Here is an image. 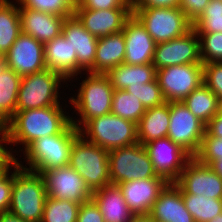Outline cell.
<instances>
[{
  "label": "cell",
  "instance_id": "ee69618b",
  "mask_svg": "<svg viewBox=\"0 0 222 222\" xmlns=\"http://www.w3.org/2000/svg\"><path fill=\"white\" fill-rule=\"evenodd\" d=\"M132 8L179 7L180 0H131Z\"/></svg>",
  "mask_w": 222,
  "mask_h": 222
},
{
  "label": "cell",
  "instance_id": "d4e9b609",
  "mask_svg": "<svg viewBox=\"0 0 222 222\" xmlns=\"http://www.w3.org/2000/svg\"><path fill=\"white\" fill-rule=\"evenodd\" d=\"M123 31L98 38L93 74H106L123 64L126 50Z\"/></svg>",
  "mask_w": 222,
  "mask_h": 222
},
{
  "label": "cell",
  "instance_id": "ffe728a7",
  "mask_svg": "<svg viewBox=\"0 0 222 222\" xmlns=\"http://www.w3.org/2000/svg\"><path fill=\"white\" fill-rule=\"evenodd\" d=\"M61 34L76 50L78 74L82 71L93 73L98 38L91 35L75 15L65 18Z\"/></svg>",
  "mask_w": 222,
  "mask_h": 222
},
{
  "label": "cell",
  "instance_id": "f907efd6",
  "mask_svg": "<svg viewBox=\"0 0 222 222\" xmlns=\"http://www.w3.org/2000/svg\"><path fill=\"white\" fill-rule=\"evenodd\" d=\"M8 68L6 55L0 54V74Z\"/></svg>",
  "mask_w": 222,
  "mask_h": 222
},
{
  "label": "cell",
  "instance_id": "8992f818",
  "mask_svg": "<svg viewBox=\"0 0 222 222\" xmlns=\"http://www.w3.org/2000/svg\"><path fill=\"white\" fill-rule=\"evenodd\" d=\"M79 131L87 141L107 151L138 143L137 124L111 112L89 120Z\"/></svg>",
  "mask_w": 222,
  "mask_h": 222
},
{
  "label": "cell",
  "instance_id": "9a60e30c",
  "mask_svg": "<svg viewBox=\"0 0 222 222\" xmlns=\"http://www.w3.org/2000/svg\"><path fill=\"white\" fill-rule=\"evenodd\" d=\"M181 193H190L222 199V178L210 168L192 157L179 179L174 183Z\"/></svg>",
  "mask_w": 222,
  "mask_h": 222
},
{
  "label": "cell",
  "instance_id": "7a4b0ae2",
  "mask_svg": "<svg viewBox=\"0 0 222 222\" xmlns=\"http://www.w3.org/2000/svg\"><path fill=\"white\" fill-rule=\"evenodd\" d=\"M14 168L11 201L8 211L27 222H41L48 197L41 173L26 169L18 160Z\"/></svg>",
  "mask_w": 222,
  "mask_h": 222
},
{
  "label": "cell",
  "instance_id": "bcb514c9",
  "mask_svg": "<svg viewBox=\"0 0 222 222\" xmlns=\"http://www.w3.org/2000/svg\"><path fill=\"white\" fill-rule=\"evenodd\" d=\"M206 131L214 137L222 138V111L219 112L206 124Z\"/></svg>",
  "mask_w": 222,
  "mask_h": 222
},
{
  "label": "cell",
  "instance_id": "e575fe53",
  "mask_svg": "<svg viewBox=\"0 0 222 222\" xmlns=\"http://www.w3.org/2000/svg\"><path fill=\"white\" fill-rule=\"evenodd\" d=\"M24 8L58 15L61 17H71L75 11V0H16Z\"/></svg>",
  "mask_w": 222,
  "mask_h": 222
},
{
  "label": "cell",
  "instance_id": "52a82bcc",
  "mask_svg": "<svg viewBox=\"0 0 222 222\" xmlns=\"http://www.w3.org/2000/svg\"><path fill=\"white\" fill-rule=\"evenodd\" d=\"M111 184L139 179L163 178L158 176L146 148L141 143L112 149L108 153Z\"/></svg>",
  "mask_w": 222,
  "mask_h": 222
},
{
  "label": "cell",
  "instance_id": "484cf974",
  "mask_svg": "<svg viewBox=\"0 0 222 222\" xmlns=\"http://www.w3.org/2000/svg\"><path fill=\"white\" fill-rule=\"evenodd\" d=\"M170 125L169 102L147 108L137 123L138 142L145 145L153 140L167 137Z\"/></svg>",
  "mask_w": 222,
  "mask_h": 222
},
{
  "label": "cell",
  "instance_id": "5b68a950",
  "mask_svg": "<svg viewBox=\"0 0 222 222\" xmlns=\"http://www.w3.org/2000/svg\"><path fill=\"white\" fill-rule=\"evenodd\" d=\"M106 149L95 145L79 134L71 147V166L94 192L111 184L109 175V159Z\"/></svg>",
  "mask_w": 222,
  "mask_h": 222
},
{
  "label": "cell",
  "instance_id": "4fadbf2b",
  "mask_svg": "<svg viewBox=\"0 0 222 222\" xmlns=\"http://www.w3.org/2000/svg\"><path fill=\"white\" fill-rule=\"evenodd\" d=\"M158 176L175 183L192 156L168 137L144 145Z\"/></svg>",
  "mask_w": 222,
  "mask_h": 222
},
{
  "label": "cell",
  "instance_id": "ba28073f",
  "mask_svg": "<svg viewBox=\"0 0 222 222\" xmlns=\"http://www.w3.org/2000/svg\"><path fill=\"white\" fill-rule=\"evenodd\" d=\"M132 12L156 43L178 38L193 28L180 7L132 8Z\"/></svg>",
  "mask_w": 222,
  "mask_h": 222
},
{
  "label": "cell",
  "instance_id": "f1b7e54d",
  "mask_svg": "<svg viewBox=\"0 0 222 222\" xmlns=\"http://www.w3.org/2000/svg\"><path fill=\"white\" fill-rule=\"evenodd\" d=\"M190 112L207 124L219 112L218 97L202 83L182 101Z\"/></svg>",
  "mask_w": 222,
  "mask_h": 222
},
{
  "label": "cell",
  "instance_id": "2e32d148",
  "mask_svg": "<svg viewBox=\"0 0 222 222\" xmlns=\"http://www.w3.org/2000/svg\"><path fill=\"white\" fill-rule=\"evenodd\" d=\"M44 44L30 35L21 33L7 52L8 68L25 76L46 69Z\"/></svg>",
  "mask_w": 222,
  "mask_h": 222
},
{
  "label": "cell",
  "instance_id": "7dc6e473",
  "mask_svg": "<svg viewBox=\"0 0 222 222\" xmlns=\"http://www.w3.org/2000/svg\"><path fill=\"white\" fill-rule=\"evenodd\" d=\"M0 222H27V221L7 211L0 213Z\"/></svg>",
  "mask_w": 222,
  "mask_h": 222
},
{
  "label": "cell",
  "instance_id": "603a6c76",
  "mask_svg": "<svg viewBox=\"0 0 222 222\" xmlns=\"http://www.w3.org/2000/svg\"><path fill=\"white\" fill-rule=\"evenodd\" d=\"M44 54L46 69L59 73L67 81L78 75L76 50L62 34L44 44Z\"/></svg>",
  "mask_w": 222,
  "mask_h": 222
},
{
  "label": "cell",
  "instance_id": "f35d334b",
  "mask_svg": "<svg viewBox=\"0 0 222 222\" xmlns=\"http://www.w3.org/2000/svg\"><path fill=\"white\" fill-rule=\"evenodd\" d=\"M203 83L218 99L222 98V62L203 64Z\"/></svg>",
  "mask_w": 222,
  "mask_h": 222
},
{
  "label": "cell",
  "instance_id": "681fc988",
  "mask_svg": "<svg viewBox=\"0 0 222 222\" xmlns=\"http://www.w3.org/2000/svg\"><path fill=\"white\" fill-rule=\"evenodd\" d=\"M131 222H156L149 214L135 215Z\"/></svg>",
  "mask_w": 222,
  "mask_h": 222
},
{
  "label": "cell",
  "instance_id": "d6a6232c",
  "mask_svg": "<svg viewBox=\"0 0 222 222\" xmlns=\"http://www.w3.org/2000/svg\"><path fill=\"white\" fill-rule=\"evenodd\" d=\"M80 203L47 197L41 222H76Z\"/></svg>",
  "mask_w": 222,
  "mask_h": 222
},
{
  "label": "cell",
  "instance_id": "8fae6325",
  "mask_svg": "<svg viewBox=\"0 0 222 222\" xmlns=\"http://www.w3.org/2000/svg\"><path fill=\"white\" fill-rule=\"evenodd\" d=\"M169 110L167 137L194 157L200 149L206 124L193 115L182 101L169 102Z\"/></svg>",
  "mask_w": 222,
  "mask_h": 222
},
{
  "label": "cell",
  "instance_id": "7402d4cb",
  "mask_svg": "<svg viewBox=\"0 0 222 222\" xmlns=\"http://www.w3.org/2000/svg\"><path fill=\"white\" fill-rule=\"evenodd\" d=\"M149 215L156 222H195L185 207L181 190L174 183H169L160 193Z\"/></svg>",
  "mask_w": 222,
  "mask_h": 222
},
{
  "label": "cell",
  "instance_id": "f546056e",
  "mask_svg": "<svg viewBox=\"0 0 222 222\" xmlns=\"http://www.w3.org/2000/svg\"><path fill=\"white\" fill-rule=\"evenodd\" d=\"M21 76L11 68L0 74V121L4 124L15 114Z\"/></svg>",
  "mask_w": 222,
  "mask_h": 222
},
{
  "label": "cell",
  "instance_id": "1f68e13d",
  "mask_svg": "<svg viewBox=\"0 0 222 222\" xmlns=\"http://www.w3.org/2000/svg\"><path fill=\"white\" fill-rule=\"evenodd\" d=\"M146 112L145 106L132 93L115 90L112 98L111 113L123 119L138 123Z\"/></svg>",
  "mask_w": 222,
  "mask_h": 222
},
{
  "label": "cell",
  "instance_id": "277c9868",
  "mask_svg": "<svg viewBox=\"0 0 222 222\" xmlns=\"http://www.w3.org/2000/svg\"><path fill=\"white\" fill-rule=\"evenodd\" d=\"M85 80L75 96L69 98L81 117L75 121L71 117V123L78 130L91 119L100 117L111 112L114 88L105 74L87 73ZM78 122V123H77Z\"/></svg>",
  "mask_w": 222,
  "mask_h": 222
},
{
  "label": "cell",
  "instance_id": "4316f807",
  "mask_svg": "<svg viewBox=\"0 0 222 222\" xmlns=\"http://www.w3.org/2000/svg\"><path fill=\"white\" fill-rule=\"evenodd\" d=\"M156 68L152 63L144 65L120 64L110 69L105 75L115 90L127 87H142L156 79Z\"/></svg>",
  "mask_w": 222,
  "mask_h": 222
},
{
  "label": "cell",
  "instance_id": "b9f144b4",
  "mask_svg": "<svg viewBox=\"0 0 222 222\" xmlns=\"http://www.w3.org/2000/svg\"><path fill=\"white\" fill-rule=\"evenodd\" d=\"M76 222H105L96 203L91 199L80 205Z\"/></svg>",
  "mask_w": 222,
  "mask_h": 222
},
{
  "label": "cell",
  "instance_id": "44dd1931",
  "mask_svg": "<svg viewBox=\"0 0 222 222\" xmlns=\"http://www.w3.org/2000/svg\"><path fill=\"white\" fill-rule=\"evenodd\" d=\"M18 5L22 33L30 35L43 44L61 34L65 17Z\"/></svg>",
  "mask_w": 222,
  "mask_h": 222
},
{
  "label": "cell",
  "instance_id": "7c38bea8",
  "mask_svg": "<svg viewBox=\"0 0 222 222\" xmlns=\"http://www.w3.org/2000/svg\"><path fill=\"white\" fill-rule=\"evenodd\" d=\"M40 173L44 178L48 197L80 204L91 200L93 192L71 166L43 170Z\"/></svg>",
  "mask_w": 222,
  "mask_h": 222
},
{
  "label": "cell",
  "instance_id": "7bdbcfd3",
  "mask_svg": "<svg viewBox=\"0 0 222 222\" xmlns=\"http://www.w3.org/2000/svg\"><path fill=\"white\" fill-rule=\"evenodd\" d=\"M210 0H180V8L193 23L204 11Z\"/></svg>",
  "mask_w": 222,
  "mask_h": 222
},
{
  "label": "cell",
  "instance_id": "cb8c5ba5",
  "mask_svg": "<svg viewBox=\"0 0 222 222\" xmlns=\"http://www.w3.org/2000/svg\"><path fill=\"white\" fill-rule=\"evenodd\" d=\"M91 199L98 206L105 222H131L135 216L125 203L122 192L116 184L95 190Z\"/></svg>",
  "mask_w": 222,
  "mask_h": 222
},
{
  "label": "cell",
  "instance_id": "816d5d0a",
  "mask_svg": "<svg viewBox=\"0 0 222 222\" xmlns=\"http://www.w3.org/2000/svg\"><path fill=\"white\" fill-rule=\"evenodd\" d=\"M209 222H222V213L216 215L211 221Z\"/></svg>",
  "mask_w": 222,
  "mask_h": 222
},
{
  "label": "cell",
  "instance_id": "4dcf8cb0",
  "mask_svg": "<svg viewBox=\"0 0 222 222\" xmlns=\"http://www.w3.org/2000/svg\"><path fill=\"white\" fill-rule=\"evenodd\" d=\"M182 198L195 222H209L222 213V199L190 193H182Z\"/></svg>",
  "mask_w": 222,
  "mask_h": 222
},
{
  "label": "cell",
  "instance_id": "ac0fdd59",
  "mask_svg": "<svg viewBox=\"0 0 222 222\" xmlns=\"http://www.w3.org/2000/svg\"><path fill=\"white\" fill-rule=\"evenodd\" d=\"M169 182L165 178L139 179L118 184L125 203L134 215H148Z\"/></svg>",
  "mask_w": 222,
  "mask_h": 222
},
{
  "label": "cell",
  "instance_id": "836d02e7",
  "mask_svg": "<svg viewBox=\"0 0 222 222\" xmlns=\"http://www.w3.org/2000/svg\"><path fill=\"white\" fill-rule=\"evenodd\" d=\"M192 25L197 33L222 32V0H210Z\"/></svg>",
  "mask_w": 222,
  "mask_h": 222
},
{
  "label": "cell",
  "instance_id": "6da1fadb",
  "mask_svg": "<svg viewBox=\"0 0 222 222\" xmlns=\"http://www.w3.org/2000/svg\"><path fill=\"white\" fill-rule=\"evenodd\" d=\"M66 113L60 105L16 111L5 124L6 145L20 143L25 151L37 139L60 134L71 123Z\"/></svg>",
  "mask_w": 222,
  "mask_h": 222
},
{
  "label": "cell",
  "instance_id": "9c48e42d",
  "mask_svg": "<svg viewBox=\"0 0 222 222\" xmlns=\"http://www.w3.org/2000/svg\"><path fill=\"white\" fill-rule=\"evenodd\" d=\"M63 81L59 73L49 69L22 76L16 111L60 105L58 88Z\"/></svg>",
  "mask_w": 222,
  "mask_h": 222
},
{
  "label": "cell",
  "instance_id": "3957f363",
  "mask_svg": "<svg viewBox=\"0 0 222 222\" xmlns=\"http://www.w3.org/2000/svg\"><path fill=\"white\" fill-rule=\"evenodd\" d=\"M80 131L70 123L60 134L35 140L24 152L28 170L41 172L69 165L70 151Z\"/></svg>",
  "mask_w": 222,
  "mask_h": 222
},
{
  "label": "cell",
  "instance_id": "74e56055",
  "mask_svg": "<svg viewBox=\"0 0 222 222\" xmlns=\"http://www.w3.org/2000/svg\"><path fill=\"white\" fill-rule=\"evenodd\" d=\"M194 157L205 165H210L215 160H222V138L211 136L206 131L200 149Z\"/></svg>",
  "mask_w": 222,
  "mask_h": 222
},
{
  "label": "cell",
  "instance_id": "f5cc1de1",
  "mask_svg": "<svg viewBox=\"0 0 222 222\" xmlns=\"http://www.w3.org/2000/svg\"><path fill=\"white\" fill-rule=\"evenodd\" d=\"M219 110L222 111V98L219 99Z\"/></svg>",
  "mask_w": 222,
  "mask_h": 222
},
{
  "label": "cell",
  "instance_id": "30bf717a",
  "mask_svg": "<svg viewBox=\"0 0 222 222\" xmlns=\"http://www.w3.org/2000/svg\"><path fill=\"white\" fill-rule=\"evenodd\" d=\"M156 79L165 102H181L203 83V63L163 67Z\"/></svg>",
  "mask_w": 222,
  "mask_h": 222
},
{
  "label": "cell",
  "instance_id": "83f0119b",
  "mask_svg": "<svg viewBox=\"0 0 222 222\" xmlns=\"http://www.w3.org/2000/svg\"><path fill=\"white\" fill-rule=\"evenodd\" d=\"M10 0H0V54L6 55L22 33L19 7Z\"/></svg>",
  "mask_w": 222,
  "mask_h": 222
},
{
  "label": "cell",
  "instance_id": "d590c367",
  "mask_svg": "<svg viewBox=\"0 0 222 222\" xmlns=\"http://www.w3.org/2000/svg\"><path fill=\"white\" fill-rule=\"evenodd\" d=\"M203 64L222 62V32L197 33Z\"/></svg>",
  "mask_w": 222,
  "mask_h": 222
},
{
  "label": "cell",
  "instance_id": "c3c4849f",
  "mask_svg": "<svg viewBox=\"0 0 222 222\" xmlns=\"http://www.w3.org/2000/svg\"><path fill=\"white\" fill-rule=\"evenodd\" d=\"M209 166L222 178V160H215Z\"/></svg>",
  "mask_w": 222,
  "mask_h": 222
},
{
  "label": "cell",
  "instance_id": "60d3db41",
  "mask_svg": "<svg viewBox=\"0 0 222 222\" xmlns=\"http://www.w3.org/2000/svg\"><path fill=\"white\" fill-rule=\"evenodd\" d=\"M75 8L104 10L111 8H132L131 0H77Z\"/></svg>",
  "mask_w": 222,
  "mask_h": 222
},
{
  "label": "cell",
  "instance_id": "d6986e66",
  "mask_svg": "<svg viewBox=\"0 0 222 222\" xmlns=\"http://www.w3.org/2000/svg\"><path fill=\"white\" fill-rule=\"evenodd\" d=\"M122 31L126 47L123 63L129 65L153 63L154 51L157 43L133 14L126 21Z\"/></svg>",
  "mask_w": 222,
  "mask_h": 222
},
{
  "label": "cell",
  "instance_id": "f6af8a7d",
  "mask_svg": "<svg viewBox=\"0 0 222 222\" xmlns=\"http://www.w3.org/2000/svg\"><path fill=\"white\" fill-rule=\"evenodd\" d=\"M0 137V165H10L17 158L8 150L7 146L6 148L3 146V143L4 145L7 144L6 126L4 123H0Z\"/></svg>",
  "mask_w": 222,
  "mask_h": 222
},
{
  "label": "cell",
  "instance_id": "e0dca14e",
  "mask_svg": "<svg viewBox=\"0 0 222 222\" xmlns=\"http://www.w3.org/2000/svg\"><path fill=\"white\" fill-rule=\"evenodd\" d=\"M132 14V8L104 10L75 8L74 11V15L82 23L83 27L97 38L122 31L126 21Z\"/></svg>",
  "mask_w": 222,
  "mask_h": 222
},
{
  "label": "cell",
  "instance_id": "5bb4252c",
  "mask_svg": "<svg viewBox=\"0 0 222 222\" xmlns=\"http://www.w3.org/2000/svg\"><path fill=\"white\" fill-rule=\"evenodd\" d=\"M192 63H202L199 36L194 28L178 38L156 44L152 63L156 70Z\"/></svg>",
  "mask_w": 222,
  "mask_h": 222
},
{
  "label": "cell",
  "instance_id": "ab89813d",
  "mask_svg": "<svg viewBox=\"0 0 222 222\" xmlns=\"http://www.w3.org/2000/svg\"><path fill=\"white\" fill-rule=\"evenodd\" d=\"M11 165L12 163L0 173V213L7 212L10 206L14 178V170L11 175L9 173Z\"/></svg>",
  "mask_w": 222,
  "mask_h": 222
},
{
  "label": "cell",
  "instance_id": "db71d44e",
  "mask_svg": "<svg viewBox=\"0 0 222 222\" xmlns=\"http://www.w3.org/2000/svg\"><path fill=\"white\" fill-rule=\"evenodd\" d=\"M8 165H0V173L7 167Z\"/></svg>",
  "mask_w": 222,
  "mask_h": 222
},
{
  "label": "cell",
  "instance_id": "8d00e7d4",
  "mask_svg": "<svg viewBox=\"0 0 222 222\" xmlns=\"http://www.w3.org/2000/svg\"><path fill=\"white\" fill-rule=\"evenodd\" d=\"M125 90L134 94L146 109L160 106L165 102L157 79L150 83L142 84V87H127Z\"/></svg>",
  "mask_w": 222,
  "mask_h": 222
}]
</instances>
